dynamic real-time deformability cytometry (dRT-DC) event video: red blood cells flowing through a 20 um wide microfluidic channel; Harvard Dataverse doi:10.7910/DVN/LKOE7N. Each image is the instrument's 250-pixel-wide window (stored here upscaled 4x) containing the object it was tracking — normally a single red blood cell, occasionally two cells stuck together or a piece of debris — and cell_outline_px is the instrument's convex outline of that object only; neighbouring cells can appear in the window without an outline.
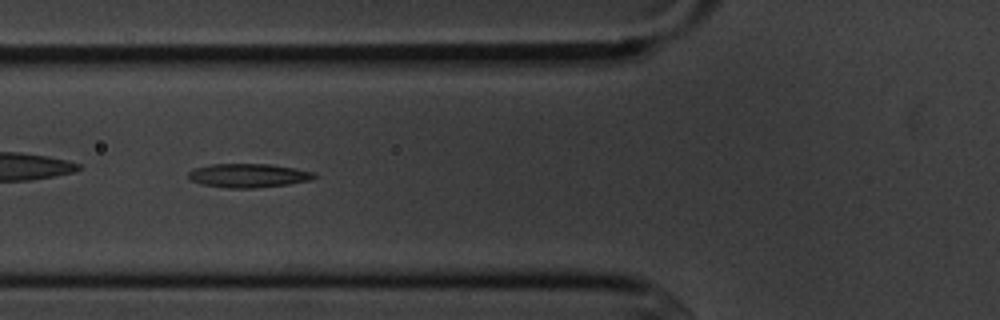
{"species": "common noctule bat (a hibernating species)", "species_latin": "Nyctalus noctula", "temperature_condition": "cold", "stored_images_in_passage": 9, "camera_frame_rate_fps": 3000, "um_per_image_px": 0.085, "animal": {"sex": "male", "body_mass_g": 20.1, "forearm_length_mm": 53.5}, "frame": {"image": 1, "passage_image": 7, "time_ms": 6.667, "image_size_px": [1000, 320], "cell_outline_px": [[316, 176], [312, 180], [288, 184], [252, 188], [228, 188], [200, 184], [192, 180], [188, 176], [188, 172], [192, 168], [212, 164], [272, 164], [296, 168], [312, 172]], "centroid_in_image_um": [21.09, 14.91], "position_along_channel_um": 104.7, "area_um2": 17.51}}
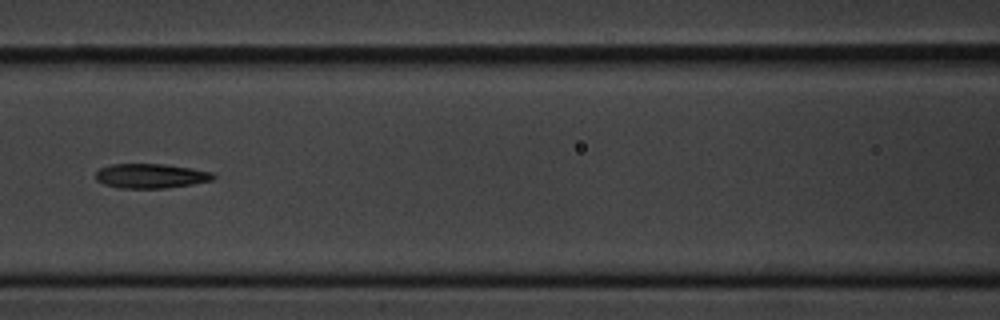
{"frame": {"image": 2, "passage_image": 8, "time_ms": 8.0, "image_size_px": [1000, 320], "cell_outline_px": [[216, 176], [212, 180], [192, 184], [164, 188], [120, 188], [104, 184], [96, 180], [96, 172], [100, 168], [112, 164], [164, 164], [192, 168], [212, 172]], "centroid_in_image_um": [12.82, 14.95], "position_along_channel_um": 153.8, "area_um2": 16.76}}
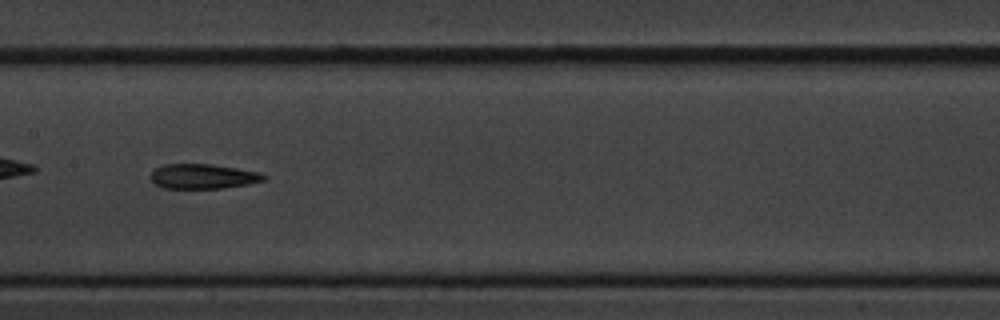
{"frame": {"image": 3, "passage_image": 9, "time_ms": 9.0, "image_size_px": [1000, 320], "cell_outline_px": [[268, 176], [264, 180], [248, 184], [224, 188], [164, 188], [156, 184], [152, 180], [152, 172], [156, 168], [164, 164], [212, 164], [260, 172]], "centroid_in_image_um": [17.29, 14.99], "position_along_channel_um": 190.1, "area_um2": 16.24}}